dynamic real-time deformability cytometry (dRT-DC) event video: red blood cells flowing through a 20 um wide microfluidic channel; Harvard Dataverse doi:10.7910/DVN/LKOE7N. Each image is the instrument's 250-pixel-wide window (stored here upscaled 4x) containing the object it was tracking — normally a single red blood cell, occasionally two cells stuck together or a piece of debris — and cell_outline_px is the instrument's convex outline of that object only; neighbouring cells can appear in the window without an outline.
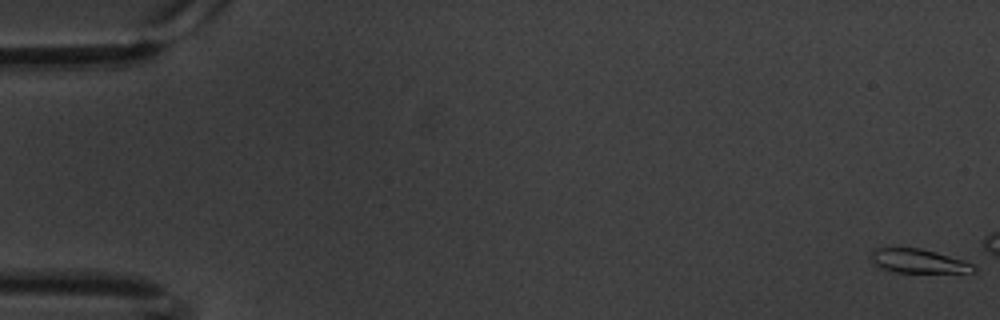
{"species": "common noctule bat (a hibernating species)", "species_latin": "Nyctalus noctula", "temperature_condition": "warm", "stored_images_in_passage": 13, "camera_frame_rate_fps": 3000, "um_per_image_px": 0.085, "animal": {"sex": "male", "body_mass_g": 20.1, "forearm_length_mm": 53.5}, "frame": {"image": 1, "passage_image": 1, "time_ms": 0.0, "image_size_px": [1000, 320], "cell_outline_px": [[976, 272], [896, 272], [880, 268], [872, 264], [868, 256], [872, 248], [920, 248], [936, 252], [964, 260], [972, 264], [976, 268]], "centroid_in_image_um": [77.98, 22.18], "position_along_channel_um": 7.0, "area_um2": 14.51}}